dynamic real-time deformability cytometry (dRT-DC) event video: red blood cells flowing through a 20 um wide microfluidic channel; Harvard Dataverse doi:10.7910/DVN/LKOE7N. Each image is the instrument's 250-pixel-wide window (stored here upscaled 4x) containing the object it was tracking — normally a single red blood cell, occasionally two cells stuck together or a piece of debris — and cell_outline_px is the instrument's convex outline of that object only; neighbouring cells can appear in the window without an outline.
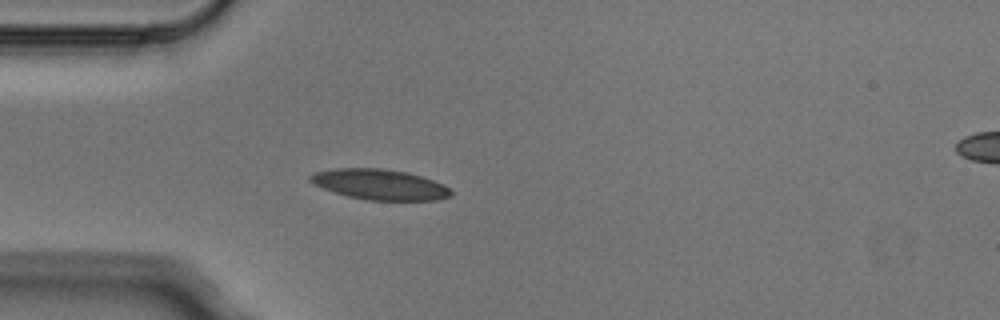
{"species": "Egyptian fruit bat (a non-hibernating species)", "species_latin": "Rousettus aegyptiacus", "temperature_condition": "cold", "stored_images_in_passage": 5, "camera_frame_rate_fps": 3000, "um_per_image_px": 0.085, "animal": {"sex": "male"}, "frame": {"image": 1, "passage_image": 5, "time_ms": 1.333, "image_size_px": [1000, 320], "cell_outline_px": [[452, 196], [436, 200], [368, 200], [348, 196], [312, 184], [308, 180], [308, 176], [312, 172], [336, 168], [384, 168], [408, 172], [444, 184], [452, 192]], "centroid_in_image_um": [32.25, 15.67], "position_along_channel_um": 52.7, "area_um2": 25.03}}